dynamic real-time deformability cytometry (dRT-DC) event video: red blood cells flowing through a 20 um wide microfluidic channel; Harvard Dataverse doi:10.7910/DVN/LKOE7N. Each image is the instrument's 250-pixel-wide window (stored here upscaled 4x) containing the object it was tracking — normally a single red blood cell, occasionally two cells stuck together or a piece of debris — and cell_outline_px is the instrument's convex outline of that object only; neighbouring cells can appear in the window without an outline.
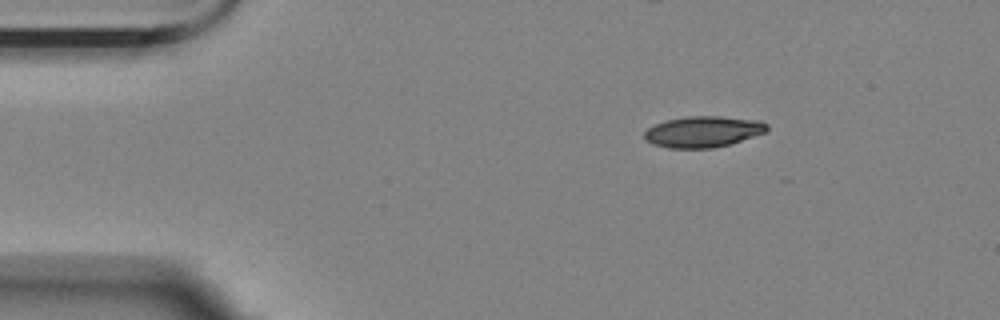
{"species": "Egyptian fruit bat (a non-hibernating species)", "species_latin": "Rousettus aegyptiacus", "temperature_condition": "room temperature", "stored_images_in_passage": 3, "camera_frame_rate_fps": 3000, "um_per_image_px": 0.085, "animal": {"sex": "female"}, "frame": {"image": 1, "passage_image": 1, "time_ms": 0.0, "image_size_px": [1000, 320], "cell_outline_px": [[768, 128], [764, 132], [728, 144], [712, 148], [668, 148], [652, 144], [644, 140], [644, 132], [648, 128], [656, 124], [668, 120], [688, 116], [720, 116], [760, 120], [768, 124]], "centroid_in_image_um": [59.73, 11.19], "position_along_channel_um": 25.3, "area_um2": 22.02}}